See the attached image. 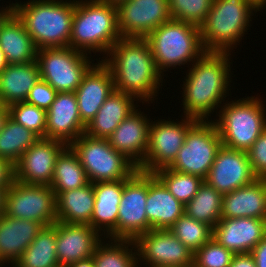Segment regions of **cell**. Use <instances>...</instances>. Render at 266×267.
<instances>
[{
  "instance_id": "obj_48",
  "label": "cell",
  "mask_w": 266,
  "mask_h": 267,
  "mask_svg": "<svg viewBox=\"0 0 266 267\" xmlns=\"http://www.w3.org/2000/svg\"><path fill=\"white\" fill-rule=\"evenodd\" d=\"M9 117V110L7 106H2L0 108V131L3 129L6 120Z\"/></svg>"
},
{
  "instance_id": "obj_1",
  "label": "cell",
  "mask_w": 266,
  "mask_h": 267,
  "mask_svg": "<svg viewBox=\"0 0 266 267\" xmlns=\"http://www.w3.org/2000/svg\"><path fill=\"white\" fill-rule=\"evenodd\" d=\"M101 61L111 71L115 91L132 95L140 103L154 102L164 77L145 39L121 38Z\"/></svg>"
},
{
  "instance_id": "obj_11",
  "label": "cell",
  "mask_w": 266,
  "mask_h": 267,
  "mask_svg": "<svg viewBox=\"0 0 266 267\" xmlns=\"http://www.w3.org/2000/svg\"><path fill=\"white\" fill-rule=\"evenodd\" d=\"M4 214L53 225L57 222L56 194L51 186L15 180L5 193Z\"/></svg>"
},
{
  "instance_id": "obj_30",
  "label": "cell",
  "mask_w": 266,
  "mask_h": 267,
  "mask_svg": "<svg viewBox=\"0 0 266 267\" xmlns=\"http://www.w3.org/2000/svg\"><path fill=\"white\" fill-rule=\"evenodd\" d=\"M93 183L56 194L57 222L90 225L94 210Z\"/></svg>"
},
{
  "instance_id": "obj_36",
  "label": "cell",
  "mask_w": 266,
  "mask_h": 267,
  "mask_svg": "<svg viewBox=\"0 0 266 267\" xmlns=\"http://www.w3.org/2000/svg\"><path fill=\"white\" fill-rule=\"evenodd\" d=\"M167 188V190L184 205L197 193L204 180L195 175L180 173L168 167L153 173Z\"/></svg>"
},
{
  "instance_id": "obj_47",
  "label": "cell",
  "mask_w": 266,
  "mask_h": 267,
  "mask_svg": "<svg viewBox=\"0 0 266 267\" xmlns=\"http://www.w3.org/2000/svg\"><path fill=\"white\" fill-rule=\"evenodd\" d=\"M66 267H95L93 258H87L83 260H79L78 262L71 263L67 265Z\"/></svg>"
},
{
  "instance_id": "obj_9",
  "label": "cell",
  "mask_w": 266,
  "mask_h": 267,
  "mask_svg": "<svg viewBox=\"0 0 266 267\" xmlns=\"http://www.w3.org/2000/svg\"><path fill=\"white\" fill-rule=\"evenodd\" d=\"M221 146L222 141L212 119L197 120L188 129L184 144L168 168L205 180Z\"/></svg>"
},
{
  "instance_id": "obj_52",
  "label": "cell",
  "mask_w": 266,
  "mask_h": 267,
  "mask_svg": "<svg viewBox=\"0 0 266 267\" xmlns=\"http://www.w3.org/2000/svg\"><path fill=\"white\" fill-rule=\"evenodd\" d=\"M102 2H106L110 5H113V6H117L125 1H128V0H101Z\"/></svg>"
},
{
  "instance_id": "obj_32",
  "label": "cell",
  "mask_w": 266,
  "mask_h": 267,
  "mask_svg": "<svg viewBox=\"0 0 266 267\" xmlns=\"http://www.w3.org/2000/svg\"><path fill=\"white\" fill-rule=\"evenodd\" d=\"M13 267H60L56 253L54 224L45 226L38 233Z\"/></svg>"
},
{
  "instance_id": "obj_37",
  "label": "cell",
  "mask_w": 266,
  "mask_h": 267,
  "mask_svg": "<svg viewBox=\"0 0 266 267\" xmlns=\"http://www.w3.org/2000/svg\"><path fill=\"white\" fill-rule=\"evenodd\" d=\"M192 253L201 248L213 236V228L185 213L169 229Z\"/></svg>"
},
{
  "instance_id": "obj_3",
  "label": "cell",
  "mask_w": 266,
  "mask_h": 267,
  "mask_svg": "<svg viewBox=\"0 0 266 267\" xmlns=\"http://www.w3.org/2000/svg\"><path fill=\"white\" fill-rule=\"evenodd\" d=\"M28 1L14 3V12L23 21L35 47H69L75 0Z\"/></svg>"
},
{
  "instance_id": "obj_4",
  "label": "cell",
  "mask_w": 266,
  "mask_h": 267,
  "mask_svg": "<svg viewBox=\"0 0 266 267\" xmlns=\"http://www.w3.org/2000/svg\"><path fill=\"white\" fill-rule=\"evenodd\" d=\"M121 38L116 6L101 0H75L69 47L90 57L91 51L107 55Z\"/></svg>"
},
{
  "instance_id": "obj_14",
  "label": "cell",
  "mask_w": 266,
  "mask_h": 267,
  "mask_svg": "<svg viewBox=\"0 0 266 267\" xmlns=\"http://www.w3.org/2000/svg\"><path fill=\"white\" fill-rule=\"evenodd\" d=\"M134 242L139 267L142 263L146 267L193 266V253L170 230L152 229Z\"/></svg>"
},
{
  "instance_id": "obj_43",
  "label": "cell",
  "mask_w": 266,
  "mask_h": 267,
  "mask_svg": "<svg viewBox=\"0 0 266 267\" xmlns=\"http://www.w3.org/2000/svg\"><path fill=\"white\" fill-rule=\"evenodd\" d=\"M15 181L14 165L0 157V186H11Z\"/></svg>"
},
{
  "instance_id": "obj_41",
  "label": "cell",
  "mask_w": 266,
  "mask_h": 267,
  "mask_svg": "<svg viewBox=\"0 0 266 267\" xmlns=\"http://www.w3.org/2000/svg\"><path fill=\"white\" fill-rule=\"evenodd\" d=\"M247 155L254 175L258 179H266V129L255 140Z\"/></svg>"
},
{
  "instance_id": "obj_50",
  "label": "cell",
  "mask_w": 266,
  "mask_h": 267,
  "mask_svg": "<svg viewBox=\"0 0 266 267\" xmlns=\"http://www.w3.org/2000/svg\"><path fill=\"white\" fill-rule=\"evenodd\" d=\"M8 66L7 60L5 58L4 52L0 48V73L3 69H5Z\"/></svg>"
},
{
  "instance_id": "obj_7",
  "label": "cell",
  "mask_w": 266,
  "mask_h": 267,
  "mask_svg": "<svg viewBox=\"0 0 266 267\" xmlns=\"http://www.w3.org/2000/svg\"><path fill=\"white\" fill-rule=\"evenodd\" d=\"M266 109L259 97L232 100L221 106L216 120L222 145L247 152L266 129Z\"/></svg>"
},
{
  "instance_id": "obj_10",
  "label": "cell",
  "mask_w": 266,
  "mask_h": 267,
  "mask_svg": "<svg viewBox=\"0 0 266 267\" xmlns=\"http://www.w3.org/2000/svg\"><path fill=\"white\" fill-rule=\"evenodd\" d=\"M87 55L72 47L37 49L40 78L57 92H75L94 65Z\"/></svg>"
},
{
  "instance_id": "obj_39",
  "label": "cell",
  "mask_w": 266,
  "mask_h": 267,
  "mask_svg": "<svg viewBox=\"0 0 266 267\" xmlns=\"http://www.w3.org/2000/svg\"><path fill=\"white\" fill-rule=\"evenodd\" d=\"M213 0H169L172 19L198 27L205 21Z\"/></svg>"
},
{
  "instance_id": "obj_15",
  "label": "cell",
  "mask_w": 266,
  "mask_h": 267,
  "mask_svg": "<svg viewBox=\"0 0 266 267\" xmlns=\"http://www.w3.org/2000/svg\"><path fill=\"white\" fill-rule=\"evenodd\" d=\"M117 26L122 38L145 39L172 19L169 0H128L116 6Z\"/></svg>"
},
{
  "instance_id": "obj_45",
  "label": "cell",
  "mask_w": 266,
  "mask_h": 267,
  "mask_svg": "<svg viewBox=\"0 0 266 267\" xmlns=\"http://www.w3.org/2000/svg\"><path fill=\"white\" fill-rule=\"evenodd\" d=\"M229 267H257L251 253L235 254Z\"/></svg>"
},
{
  "instance_id": "obj_42",
  "label": "cell",
  "mask_w": 266,
  "mask_h": 267,
  "mask_svg": "<svg viewBox=\"0 0 266 267\" xmlns=\"http://www.w3.org/2000/svg\"><path fill=\"white\" fill-rule=\"evenodd\" d=\"M57 91L43 79H39L31 88L25 102L48 110L55 100Z\"/></svg>"
},
{
  "instance_id": "obj_19",
  "label": "cell",
  "mask_w": 266,
  "mask_h": 267,
  "mask_svg": "<svg viewBox=\"0 0 266 267\" xmlns=\"http://www.w3.org/2000/svg\"><path fill=\"white\" fill-rule=\"evenodd\" d=\"M46 116L45 138L70 145L85 132L74 92H57Z\"/></svg>"
},
{
  "instance_id": "obj_2",
  "label": "cell",
  "mask_w": 266,
  "mask_h": 267,
  "mask_svg": "<svg viewBox=\"0 0 266 267\" xmlns=\"http://www.w3.org/2000/svg\"><path fill=\"white\" fill-rule=\"evenodd\" d=\"M230 56L231 52H205L191 63L192 67L188 69L182 84V109L185 116L208 121L212 111L219 110L221 104H224L229 96L230 77L233 75Z\"/></svg>"
},
{
  "instance_id": "obj_12",
  "label": "cell",
  "mask_w": 266,
  "mask_h": 267,
  "mask_svg": "<svg viewBox=\"0 0 266 267\" xmlns=\"http://www.w3.org/2000/svg\"><path fill=\"white\" fill-rule=\"evenodd\" d=\"M181 117V122L170 119L151 121L145 159L137 167L138 170L154 173L173 163L185 142L188 129L197 121L192 117Z\"/></svg>"
},
{
  "instance_id": "obj_6",
  "label": "cell",
  "mask_w": 266,
  "mask_h": 267,
  "mask_svg": "<svg viewBox=\"0 0 266 267\" xmlns=\"http://www.w3.org/2000/svg\"><path fill=\"white\" fill-rule=\"evenodd\" d=\"M145 40L150 46L155 66L162 76L168 68L198 60L206 51L197 25L170 19L153 30ZM167 69V70H166Z\"/></svg>"
},
{
  "instance_id": "obj_22",
  "label": "cell",
  "mask_w": 266,
  "mask_h": 267,
  "mask_svg": "<svg viewBox=\"0 0 266 267\" xmlns=\"http://www.w3.org/2000/svg\"><path fill=\"white\" fill-rule=\"evenodd\" d=\"M151 119L147 114L133 110L107 138L109 144L123 153L137 167L144 161L148 147Z\"/></svg>"
},
{
  "instance_id": "obj_44",
  "label": "cell",
  "mask_w": 266,
  "mask_h": 267,
  "mask_svg": "<svg viewBox=\"0 0 266 267\" xmlns=\"http://www.w3.org/2000/svg\"><path fill=\"white\" fill-rule=\"evenodd\" d=\"M257 267H266V236L251 251Z\"/></svg>"
},
{
  "instance_id": "obj_24",
  "label": "cell",
  "mask_w": 266,
  "mask_h": 267,
  "mask_svg": "<svg viewBox=\"0 0 266 267\" xmlns=\"http://www.w3.org/2000/svg\"><path fill=\"white\" fill-rule=\"evenodd\" d=\"M44 227L39 221L3 214L0 217V267L6 263L13 266Z\"/></svg>"
},
{
  "instance_id": "obj_8",
  "label": "cell",
  "mask_w": 266,
  "mask_h": 267,
  "mask_svg": "<svg viewBox=\"0 0 266 267\" xmlns=\"http://www.w3.org/2000/svg\"><path fill=\"white\" fill-rule=\"evenodd\" d=\"M69 146L91 183L126 180L138 170L131 160L109 144L108 139L92 138L84 133Z\"/></svg>"
},
{
  "instance_id": "obj_27",
  "label": "cell",
  "mask_w": 266,
  "mask_h": 267,
  "mask_svg": "<svg viewBox=\"0 0 266 267\" xmlns=\"http://www.w3.org/2000/svg\"><path fill=\"white\" fill-rule=\"evenodd\" d=\"M129 94L113 91L94 118L86 125L85 134L92 138L107 139L119 124L138 106ZM136 106V107H135Z\"/></svg>"
},
{
  "instance_id": "obj_18",
  "label": "cell",
  "mask_w": 266,
  "mask_h": 267,
  "mask_svg": "<svg viewBox=\"0 0 266 267\" xmlns=\"http://www.w3.org/2000/svg\"><path fill=\"white\" fill-rule=\"evenodd\" d=\"M54 229L57 259L61 267L92 257L95 248L103 240L101 238H104L87 224L56 222Z\"/></svg>"
},
{
  "instance_id": "obj_16",
  "label": "cell",
  "mask_w": 266,
  "mask_h": 267,
  "mask_svg": "<svg viewBox=\"0 0 266 267\" xmlns=\"http://www.w3.org/2000/svg\"><path fill=\"white\" fill-rule=\"evenodd\" d=\"M257 179L247 152L222 145L204 181L223 195L247 186Z\"/></svg>"
},
{
  "instance_id": "obj_46",
  "label": "cell",
  "mask_w": 266,
  "mask_h": 267,
  "mask_svg": "<svg viewBox=\"0 0 266 267\" xmlns=\"http://www.w3.org/2000/svg\"><path fill=\"white\" fill-rule=\"evenodd\" d=\"M14 12V3L0 9V29L7 18Z\"/></svg>"
},
{
  "instance_id": "obj_25",
  "label": "cell",
  "mask_w": 266,
  "mask_h": 267,
  "mask_svg": "<svg viewBox=\"0 0 266 267\" xmlns=\"http://www.w3.org/2000/svg\"><path fill=\"white\" fill-rule=\"evenodd\" d=\"M184 213L185 205L153 173H148L146 215L150 230H169Z\"/></svg>"
},
{
  "instance_id": "obj_28",
  "label": "cell",
  "mask_w": 266,
  "mask_h": 267,
  "mask_svg": "<svg viewBox=\"0 0 266 267\" xmlns=\"http://www.w3.org/2000/svg\"><path fill=\"white\" fill-rule=\"evenodd\" d=\"M0 48L8 64L35 62L37 48L23 21L13 12L0 29Z\"/></svg>"
},
{
  "instance_id": "obj_35",
  "label": "cell",
  "mask_w": 266,
  "mask_h": 267,
  "mask_svg": "<svg viewBox=\"0 0 266 267\" xmlns=\"http://www.w3.org/2000/svg\"><path fill=\"white\" fill-rule=\"evenodd\" d=\"M40 137L8 117L0 131V157L15 165L27 149Z\"/></svg>"
},
{
  "instance_id": "obj_20",
  "label": "cell",
  "mask_w": 266,
  "mask_h": 267,
  "mask_svg": "<svg viewBox=\"0 0 266 267\" xmlns=\"http://www.w3.org/2000/svg\"><path fill=\"white\" fill-rule=\"evenodd\" d=\"M266 236V220L242 217L221 219L212 238L234 254L251 253Z\"/></svg>"
},
{
  "instance_id": "obj_23",
  "label": "cell",
  "mask_w": 266,
  "mask_h": 267,
  "mask_svg": "<svg viewBox=\"0 0 266 267\" xmlns=\"http://www.w3.org/2000/svg\"><path fill=\"white\" fill-rule=\"evenodd\" d=\"M123 188L124 180L93 183L95 202L90 226L104 234V238L118 239V212Z\"/></svg>"
},
{
  "instance_id": "obj_17",
  "label": "cell",
  "mask_w": 266,
  "mask_h": 267,
  "mask_svg": "<svg viewBox=\"0 0 266 267\" xmlns=\"http://www.w3.org/2000/svg\"><path fill=\"white\" fill-rule=\"evenodd\" d=\"M66 146L59 140L40 138L14 165L15 180L26 184L50 186L56 158Z\"/></svg>"
},
{
  "instance_id": "obj_40",
  "label": "cell",
  "mask_w": 266,
  "mask_h": 267,
  "mask_svg": "<svg viewBox=\"0 0 266 267\" xmlns=\"http://www.w3.org/2000/svg\"><path fill=\"white\" fill-rule=\"evenodd\" d=\"M234 255L229 249L211 238L193 253L192 267H229Z\"/></svg>"
},
{
  "instance_id": "obj_34",
  "label": "cell",
  "mask_w": 266,
  "mask_h": 267,
  "mask_svg": "<svg viewBox=\"0 0 266 267\" xmlns=\"http://www.w3.org/2000/svg\"><path fill=\"white\" fill-rule=\"evenodd\" d=\"M222 196L204 181L196 195L185 204V214L213 228L221 220Z\"/></svg>"
},
{
  "instance_id": "obj_5",
  "label": "cell",
  "mask_w": 266,
  "mask_h": 267,
  "mask_svg": "<svg viewBox=\"0 0 266 267\" xmlns=\"http://www.w3.org/2000/svg\"><path fill=\"white\" fill-rule=\"evenodd\" d=\"M258 11L260 9L249 0H213L205 21L199 27L205 51L231 52L237 48V43L251 26L253 12Z\"/></svg>"
},
{
  "instance_id": "obj_21",
  "label": "cell",
  "mask_w": 266,
  "mask_h": 267,
  "mask_svg": "<svg viewBox=\"0 0 266 267\" xmlns=\"http://www.w3.org/2000/svg\"><path fill=\"white\" fill-rule=\"evenodd\" d=\"M97 63H94L88 70L74 92L81 121L85 126L94 118L99 108L115 90L111 71L102 61L99 60Z\"/></svg>"
},
{
  "instance_id": "obj_13",
  "label": "cell",
  "mask_w": 266,
  "mask_h": 267,
  "mask_svg": "<svg viewBox=\"0 0 266 267\" xmlns=\"http://www.w3.org/2000/svg\"><path fill=\"white\" fill-rule=\"evenodd\" d=\"M148 173L136 170L124 180L118 212V239L135 240L150 231L146 215Z\"/></svg>"
},
{
  "instance_id": "obj_26",
  "label": "cell",
  "mask_w": 266,
  "mask_h": 267,
  "mask_svg": "<svg viewBox=\"0 0 266 267\" xmlns=\"http://www.w3.org/2000/svg\"><path fill=\"white\" fill-rule=\"evenodd\" d=\"M242 217L266 220V179L223 194L221 219Z\"/></svg>"
},
{
  "instance_id": "obj_31",
  "label": "cell",
  "mask_w": 266,
  "mask_h": 267,
  "mask_svg": "<svg viewBox=\"0 0 266 267\" xmlns=\"http://www.w3.org/2000/svg\"><path fill=\"white\" fill-rule=\"evenodd\" d=\"M86 171L72 148L67 145L57 156L51 188L57 193L74 190L89 184Z\"/></svg>"
},
{
  "instance_id": "obj_49",
  "label": "cell",
  "mask_w": 266,
  "mask_h": 267,
  "mask_svg": "<svg viewBox=\"0 0 266 267\" xmlns=\"http://www.w3.org/2000/svg\"><path fill=\"white\" fill-rule=\"evenodd\" d=\"M10 186H0V217L4 214L5 193Z\"/></svg>"
},
{
  "instance_id": "obj_38",
  "label": "cell",
  "mask_w": 266,
  "mask_h": 267,
  "mask_svg": "<svg viewBox=\"0 0 266 267\" xmlns=\"http://www.w3.org/2000/svg\"><path fill=\"white\" fill-rule=\"evenodd\" d=\"M9 117L26 129L33 131L40 138H45L46 110L25 101L8 106Z\"/></svg>"
},
{
  "instance_id": "obj_29",
  "label": "cell",
  "mask_w": 266,
  "mask_h": 267,
  "mask_svg": "<svg viewBox=\"0 0 266 267\" xmlns=\"http://www.w3.org/2000/svg\"><path fill=\"white\" fill-rule=\"evenodd\" d=\"M40 79L37 63L8 64L0 73V101L3 106L26 100L29 91Z\"/></svg>"
},
{
  "instance_id": "obj_51",
  "label": "cell",
  "mask_w": 266,
  "mask_h": 267,
  "mask_svg": "<svg viewBox=\"0 0 266 267\" xmlns=\"http://www.w3.org/2000/svg\"><path fill=\"white\" fill-rule=\"evenodd\" d=\"M251 1L258 9L262 10L266 8V0H249Z\"/></svg>"
},
{
  "instance_id": "obj_33",
  "label": "cell",
  "mask_w": 266,
  "mask_h": 267,
  "mask_svg": "<svg viewBox=\"0 0 266 267\" xmlns=\"http://www.w3.org/2000/svg\"><path fill=\"white\" fill-rule=\"evenodd\" d=\"M107 242L103 238L95 248L92 256L95 267H138L134 240L109 239Z\"/></svg>"
}]
</instances>
